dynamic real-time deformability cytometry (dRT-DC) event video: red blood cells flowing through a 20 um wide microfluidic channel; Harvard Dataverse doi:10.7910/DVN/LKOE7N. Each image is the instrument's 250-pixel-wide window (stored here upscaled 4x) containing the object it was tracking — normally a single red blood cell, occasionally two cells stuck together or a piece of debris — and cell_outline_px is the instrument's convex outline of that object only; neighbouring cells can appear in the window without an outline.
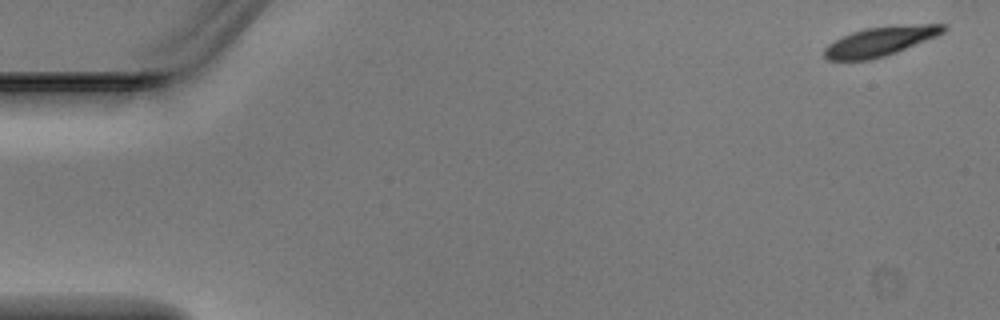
{"species": "Egyptian fruit bat (a non-hibernating species)", "species_latin": "Rousettus aegyptiacus", "temperature_condition": "warm", "stored_images_in_passage": 5, "camera_frame_rate_fps": 3000, "um_per_image_px": 0.085, "animal": {"sex": "male"}, "frame": {"image": 1, "passage_image": 1, "time_ms": 0.0, "image_size_px": [1000, 320], "cell_outline_px": [[948, 28], [944, 32], [936, 36], [896, 52], [872, 60], [828, 60], [824, 56], [824, 48], [828, 44], [852, 32], [864, 28], [920, 24], [948, 24]], "centroid_in_image_um": [74.83, 3.51], "position_along_channel_um": 10.2, "area_um2": 20.11}}
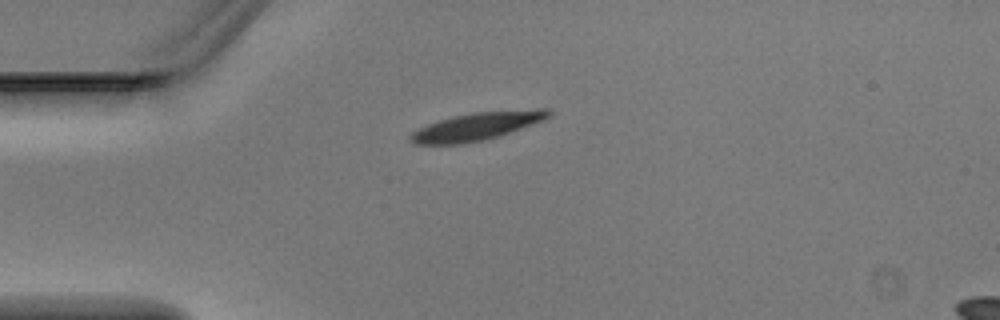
{"frame": {"image": 2, "passage_image": 4, "time_ms": 1.0, "image_size_px": [1000, 320], "cell_outline_px": [[552, 116], [544, 120], [500, 136], [464, 144], [412, 144], [408, 140], [408, 136], [412, 132], [428, 124], [452, 116], [472, 112], [536, 108], [548, 108], [552, 112]], "centroid_in_image_um": [40.58, 10.72], "position_along_channel_um": 44.4, "area_um2": 22.77}}